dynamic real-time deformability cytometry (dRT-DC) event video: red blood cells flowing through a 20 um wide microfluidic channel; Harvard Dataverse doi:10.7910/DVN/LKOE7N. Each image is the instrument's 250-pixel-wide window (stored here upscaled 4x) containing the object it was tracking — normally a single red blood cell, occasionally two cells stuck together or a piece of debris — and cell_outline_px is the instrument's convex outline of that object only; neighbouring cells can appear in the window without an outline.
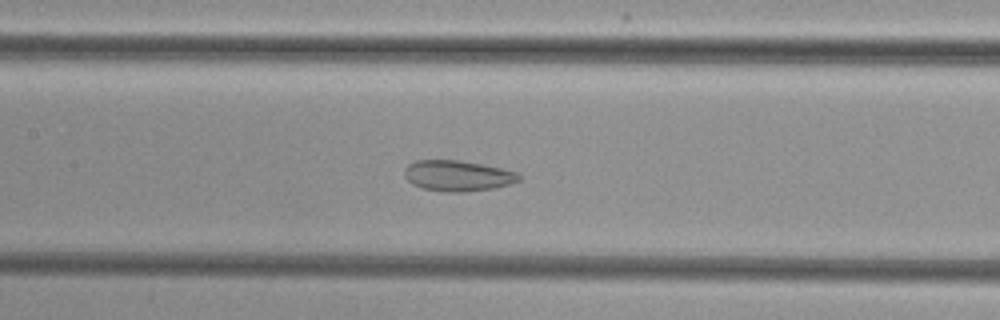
{"species": "common noctule bat (a hibernating species)", "species_latin": "Nyctalus noctula", "temperature_condition": "cold", "stored_images_in_passage": 30, "camera_frame_rate_fps": 3000, "um_per_image_px": 0.085, "animal": {"sex": "female", "body_mass_g": 29.2, "forearm_length_mm": 56.3}, "frame": {"image": 1, "passage_image": 19, "time_ms": 6.0, "image_size_px": [1000, 320], "cell_outline_px": [[520, 180], [508, 184], [492, 188], [460, 192], [444, 192], [424, 188], [412, 184], [404, 176], [404, 168], [408, 164], [416, 160], [460, 160], [500, 168], [516, 172], [520, 176]], "centroid_in_image_um": [38.85, 14.93], "position_along_channel_um": 168.6, "area_um2": 20.29}}
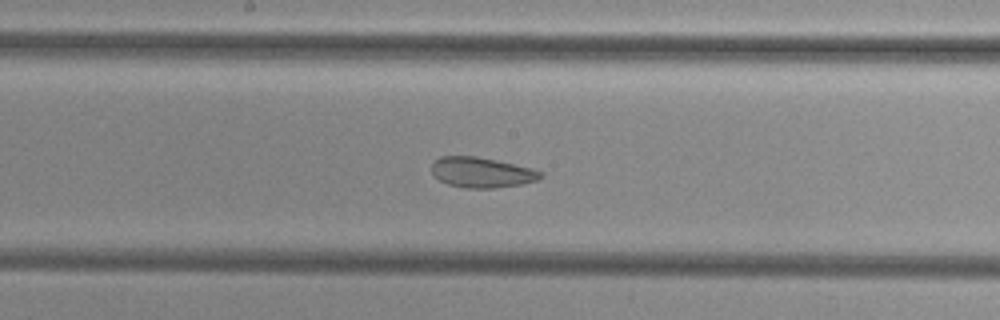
{"frame": {"image": 2, "passage_image": 22, "time_ms": 7.0, "image_size_px": [1000, 320], "cell_outline_px": [[544, 176], [536, 180], [520, 184], [492, 188], [464, 188], [448, 184], [440, 180], [432, 172], [432, 164], [440, 156], [476, 156], [496, 160], [532, 168], [544, 172]], "centroid_in_image_um": [40.96, 14.65], "position_along_channel_um": 207.2, "area_um2": 19.13}}
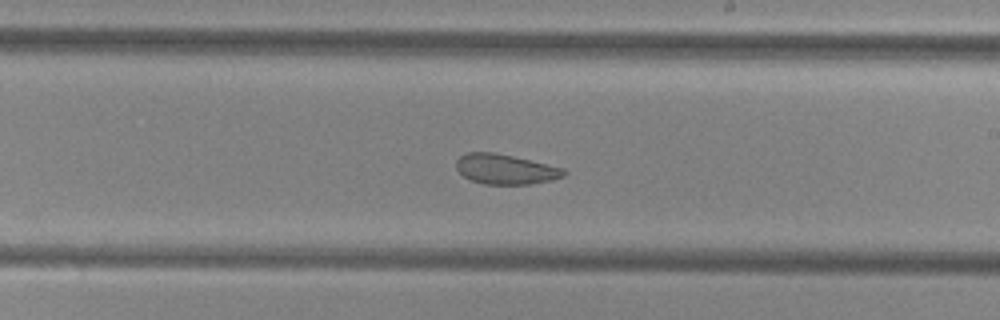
{"frame": {"image": 3, "passage_image": 25, "time_ms": 8.0, "image_size_px": [1000, 320], "cell_outline_px": [[568, 172], [564, 176], [552, 180], [528, 184], [484, 184], [472, 180], [464, 176], [456, 168], [456, 160], [460, 156], [468, 152], [496, 152], [564, 168]], "centroid_in_image_um": [42.97, 14.37], "position_along_channel_um": 246.0, "area_um2": 18.79}}